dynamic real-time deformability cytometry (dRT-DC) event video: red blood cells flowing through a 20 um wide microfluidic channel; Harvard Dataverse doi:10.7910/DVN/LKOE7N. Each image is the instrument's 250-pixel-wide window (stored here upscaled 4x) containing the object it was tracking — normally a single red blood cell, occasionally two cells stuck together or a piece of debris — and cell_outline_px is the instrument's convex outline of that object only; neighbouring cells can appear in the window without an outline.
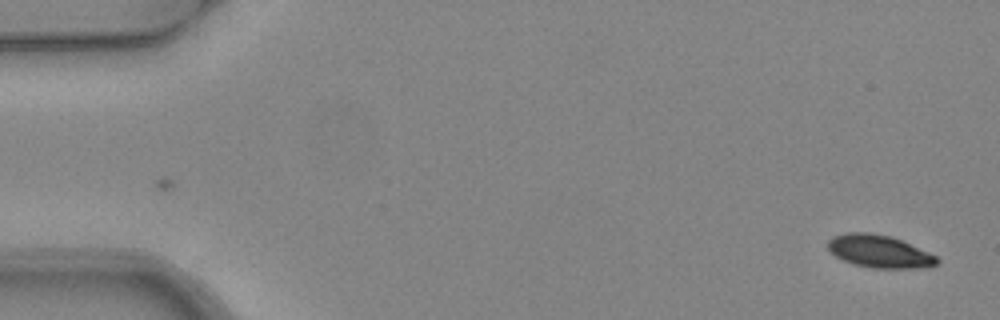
{"species": "common noctule bat (a hibernating species)", "species_latin": "Nyctalus noctula", "temperature_condition": "warm", "stored_images_in_passage": 2, "camera_frame_rate_fps": 3000, "um_per_image_px": 0.085, "animal": {"sex": "female", "body_mass_g": 24.6, "forearm_length_mm": 56.2}, "frame": {"image": 1, "passage_image": 2, "time_ms": 0.333, "image_size_px": [1000, 320], "cell_outline_px": [[940, 260], [936, 264], [924, 268], [872, 268], [852, 264], [836, 256], [828, 248], [828, 240], [832, 236], [844, 232], [868, 232], [892, 236], [928, 252], [936, 256]], "centroid_in_image_um": [74.73, 21.36], "position_along_channel_um": 10.3, "area_um2": 20.81}}